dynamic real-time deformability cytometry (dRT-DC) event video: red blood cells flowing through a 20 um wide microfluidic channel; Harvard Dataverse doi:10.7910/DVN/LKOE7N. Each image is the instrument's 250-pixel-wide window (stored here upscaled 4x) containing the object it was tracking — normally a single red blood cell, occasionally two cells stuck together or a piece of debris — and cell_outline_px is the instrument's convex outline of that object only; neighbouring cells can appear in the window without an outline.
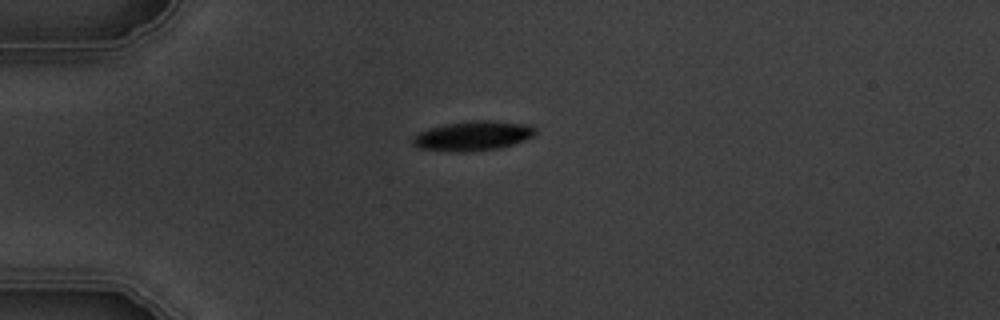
{"species": "common noctule bat (a hibernating species)", "species_latin": "Nyctalus noctula", "temperature_condition": "warm", "stored_images_in_passage": 5, "camera_frame_rate_fps": 3000, "um_per_image_px": 0.085, "animal": {"sex": "male", "body_mass_g": 19.5, "forearm_length_mm": 54.6}, "frame": {"image": 1, "passage_image": 1, "time_ms": 0.0, "image_size_px": [1000, 320], "cell_outline_px": [[536, 132], [532, 136], [524, 140], [500, 148], [468, 152], [460, 152], [420, 148], [412, 144], [412, 136], [428, 128], [444, 124], [472, 120], [492, 120], [532, 124], [536, 128]], "centroid_in_image_um": [40.22, 11.53], "position_along_channel_um": 44.8, "area_um2": 21.33}}
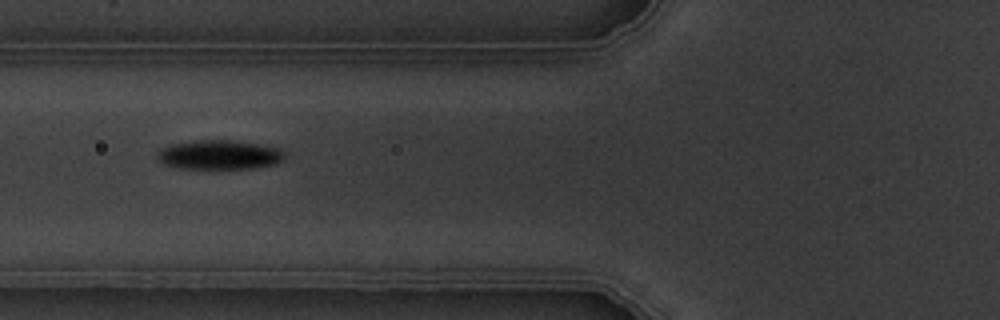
{"frame": {"image": 2, "passage_image": 3, "time_ms": 2.333, "image_size_px": [1000, 320], "cell_outline_px": [[284, 160], [276, 164], [252, 168], [176, 168], [164, 164], [156, 156], [156, 152], [160, 148], [172, 144], [196, 140], [232, 140], [260, 144], [280, 148], [284, 152]], "centroid_in_image_um": [18.64, 13.15], "position_along_channel_um": 107.2, "area_um2": 21.85}}